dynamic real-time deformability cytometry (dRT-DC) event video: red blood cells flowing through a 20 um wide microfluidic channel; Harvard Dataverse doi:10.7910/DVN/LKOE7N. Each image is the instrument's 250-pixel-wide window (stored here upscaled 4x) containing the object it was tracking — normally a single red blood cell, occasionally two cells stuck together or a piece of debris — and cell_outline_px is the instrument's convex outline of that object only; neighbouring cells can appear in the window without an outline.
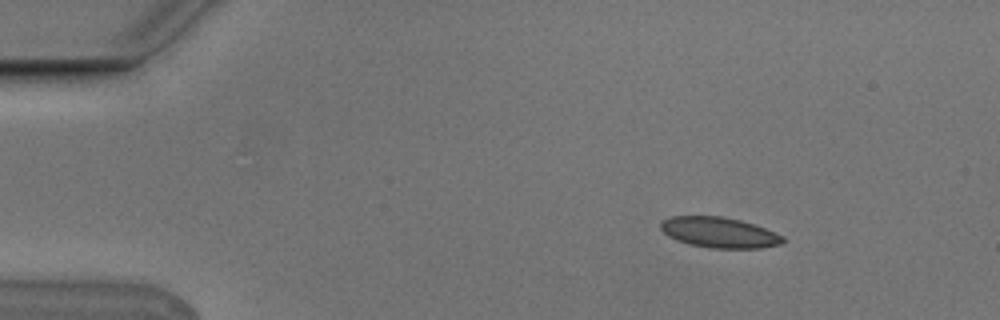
{"species": "Egyptian fruit bat (a non-hibernating species)", "species_latin": "Rousettus aegyptiacus", "temperature_condition": "cold", "stored_images_in_passage": 6, "camera_frame_rate_fps": 3000, "um_per_image_px": 0.085, "animal": {"sex": "male"}, "frame": {"image": 1, "passage_image": 1, "time_ms": 0.0, "image_size_px": [1000, 320], "cell_outline_px": [[784, 240], [780, 244], [760, 248], [712, 248], [688, 244], [676, 240], [668, 236], [660, 228], [660, 224], [664, 220], [672, 216], [720, 216], [740, 220], [764, 228], [784, 236]], "centroid_in_image_um": [61.11, 19.76], "position_along_channel_um": 23.9, "area_um2": 21.56}}
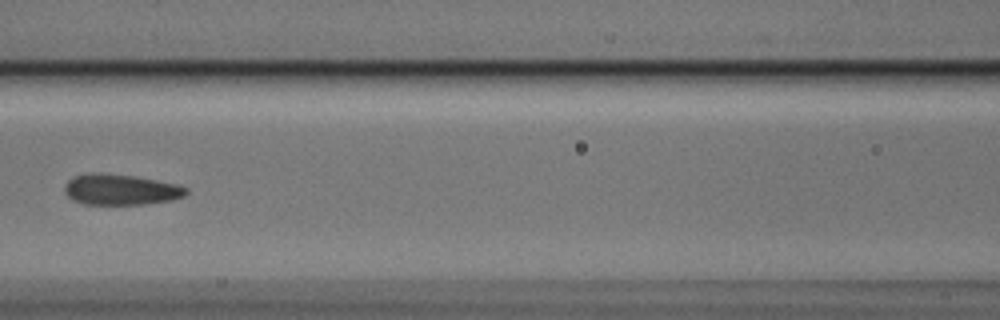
{"frame": {"image": 2, "passage_image": 6, "time_ms": 1.667, "image_size_px": [1000, 320], "cell_outline_px": [[188, 192], [184, 196], [172, 200], [144, 204], [84, 204], [72, 200], [64, 192], [64, 184], [72, 176], [92, 172], [100, 172], [136, 176], [176, 184], [188, 188]], "centroid_in_image_um": [10.22, 16.1], "position_along_channel_um": 156.4, "area_um2": 22.02}}